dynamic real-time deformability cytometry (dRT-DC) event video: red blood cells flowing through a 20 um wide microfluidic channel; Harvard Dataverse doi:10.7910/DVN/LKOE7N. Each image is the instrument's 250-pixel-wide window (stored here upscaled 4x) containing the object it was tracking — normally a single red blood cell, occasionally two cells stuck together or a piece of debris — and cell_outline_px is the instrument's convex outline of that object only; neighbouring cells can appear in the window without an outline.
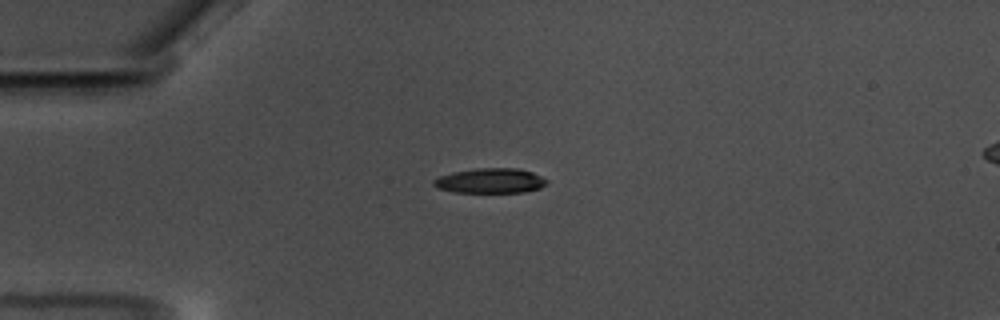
{"species": "common noctule bat (a hibernating species)", "species_latin": "Nyctalus noctula", "temperature_condition": "warm", "stored_images_in_passage": 37, "camera_frame_rate_fps": 3000, "um_per_image_px": 0.085, "animal": {"sex": "male", "body_mass_g": 17.5, "forearm_length_mm": 52.3}, "frame": {"image": 1, "passage_image": 1, "time_ms": 0.0, "image_size_px": [1000, 320], "cell_outline_px": [[548, 180], [540, 188], [524, 192], [452, 192], [436, 188], [432, 184], [432, 180], [440, 176], [452, 172], [476, 168], [516, 168], [532, 172]], "centroid_in_image_um": [41.62, 15.36], "position_along_channel_um": 43.4, "area_um2": 16.42}}
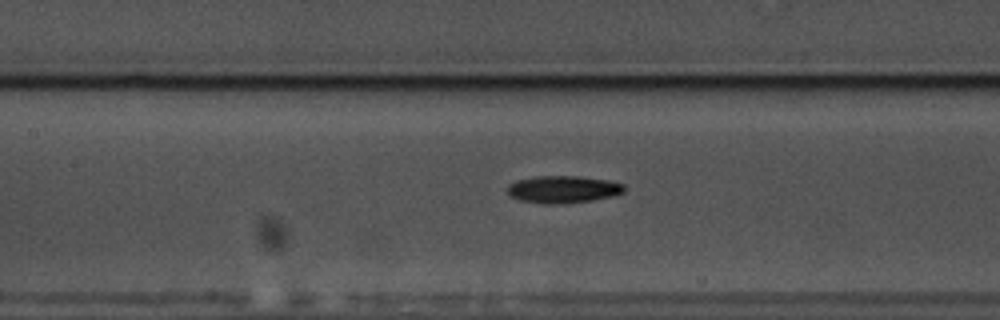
{"frame": {"image": 2, "passage_image": 13, "time_ms": 4.0, "image_size_px": [1000, 320], "cell_outline_px": [[624, 192], [612, 196], [592, 200], [564, 204], [544, 204], [520, 200], [512, 196], [508, 192], [508, 184], [516, 180], [536, 176], [580, 176], [608, 180], [624, 184]], "centroid_in_image_um": [47.86, 16.09], "position_along_channel_um": 159.5, "area_um2": 18.61}}
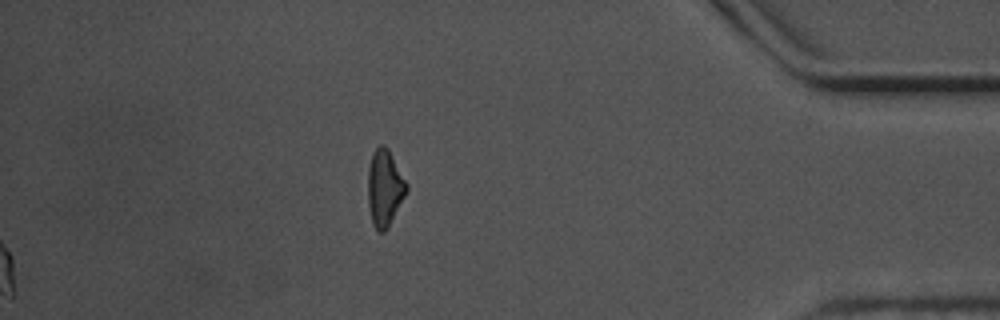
{"frame": {"image": 3, "passage_image": 37, "time_ms": 12.0, "image_size_px": [1000, 320], "cell_outline_px": [[408, 188], [388, 228], [384, 232], [376, 232], [372, 224], [368, 204], [368, 168], [372, 152], [380, 144], [384, 144], [388, 148], [408, 184]], "centroid_in_image_um": [32.68, 15.98], "position_along_channel_um": 402.5, "area_um2": 17.34}, "authors_computed_cell_mechanics": {"area_um2": 17.4556, "velocity_mm_per_s": 3.5356, "shape_relaxation_time_tau1_ms": 5.857, "shape_relaxation_time_tau2_ms": null, "deformation_change_tau1": 0.1566, "deformation_change_tau2": null}}